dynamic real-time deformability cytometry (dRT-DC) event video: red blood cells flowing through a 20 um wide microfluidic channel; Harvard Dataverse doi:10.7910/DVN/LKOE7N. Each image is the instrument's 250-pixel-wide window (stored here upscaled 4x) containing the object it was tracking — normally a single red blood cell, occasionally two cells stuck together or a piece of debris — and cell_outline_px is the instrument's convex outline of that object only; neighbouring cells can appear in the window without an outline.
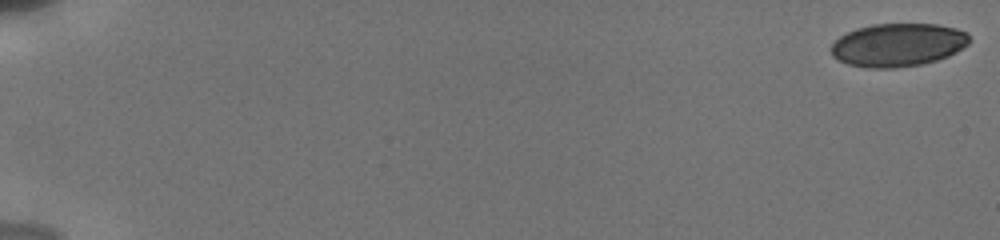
{"species": "human", "species_latin": "Homo sapiens", "temperature_condition": "cold", "stored_images_in_passage": 15, "camera_frame_rate_fps": 3000, "um_per_image_px": 0.085, "donor": {"sex": "male"}, "frame": {"image": 1, "passage_image": 1, "time_ms": 0.0, "image_size_px": [1000, 240], "cell_outline_px": [[972, 40], [968, 44], [956, 52], [948, 56], [936, 60], [920, 64], [896, 68], [868, 68], [848, 64], [832, 56], [832, 44], [840, 36], [856, 28], [872, 24], [936, 24], [956, 28], [968, 32]], "centroid_in_image_um": [76.36, 3.81], "position_along_channel_um": 8.6, "area_um2": 34.85}}
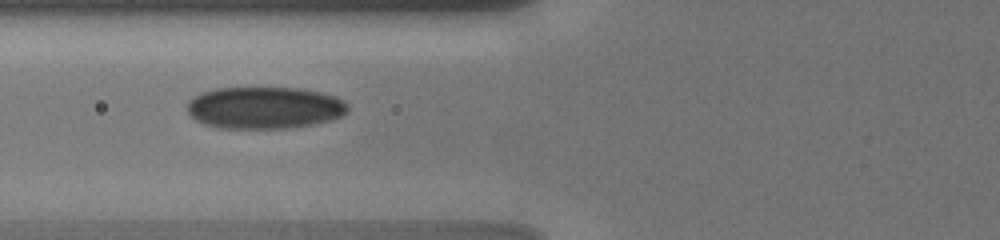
{"frame": {"image": 2, "passage_image": 11, "time_ms": 7.667, "image_size_px": [1000, 240], "cell_outline_px": [[348, 112], [332, 120], [312, 124], [288, 128], [220, 128], [204, 124], [196, 120], [188, 112], [188, 100], [192, 96], [200, 92], [216, 88], [300, 88], [320, 92], [336, 96], [344, 100], [348, 104]], "centroid_in_image_um": [22.48, 9.15], "position_along_channel_um": 103.3, "area_um2": 39.54}}
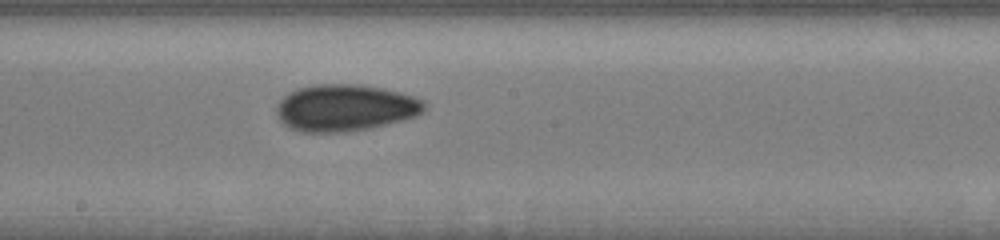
{"frame": {"image": 3, "passage_image": 15, "time_ms": 10.667, "image_size_px": [1000, 240], "cell_outline_px": [[428, 104], [424, 112], [416, 116], [372, 128], [348, 132], [300, 132], [288, 128], [276, 116], [276, 104], [284, 96], [296, 88], [316, 84], [356, 84], [380, 88], [400, 92], [424, 100]], "centroid_in_image_um": [29.33, 9.17], "position_along_channel_um": 218.9, "area_um2": 40.69}}